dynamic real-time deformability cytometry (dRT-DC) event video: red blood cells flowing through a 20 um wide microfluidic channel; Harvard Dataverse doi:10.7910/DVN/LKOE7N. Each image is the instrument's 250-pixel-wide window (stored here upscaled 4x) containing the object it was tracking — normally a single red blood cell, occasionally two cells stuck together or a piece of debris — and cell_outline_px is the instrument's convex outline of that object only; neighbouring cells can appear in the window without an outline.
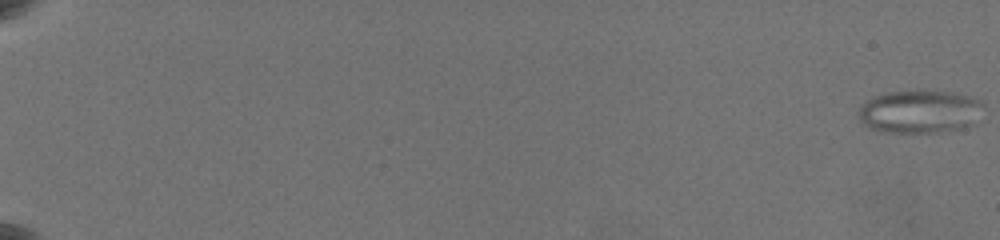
{"species": "common noctule bat (a hibernating species)", "species_latin": "Nyctalus noctula", "temperature_condition": "warm", "stored_images_in_passage": 44, "camera_frame_rate_fps": 3000, "um_per_image_px": 0.085, "animal": {"sex": "female", "body_mass_g": 19.5, "forearm_length_mm": 54.1}, "frame": {"image": 1, "passage_image": 1, "time_ms": 0.0, "image_size_px": [1000, 240], "cell_outline_px": [[984, 104], [976, 124], [960, 128], [936, 132], [880, 132], [868, 128], [860, 120], [860, 104], [876, 96], [888, 92], [920, 88], [956, 92], [968, 96]], "centroid_in_image_um": [78.19, 9.45], "position_along_channel_um": 6.8, "area_um2": 31.91}}
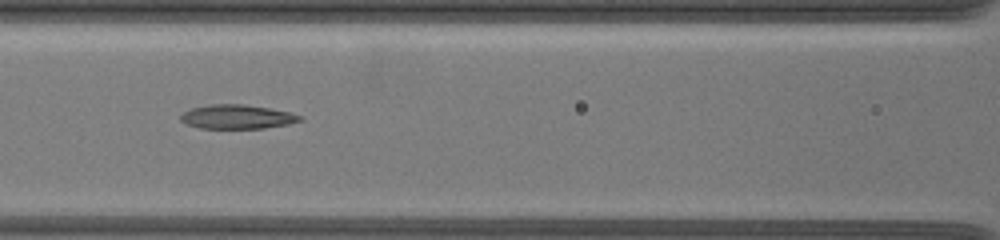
{"frame": {"image": 2, "passage_image": 26, "time_ms": 10.667, "image_size_px": [1000, 240], "cell_outline_px": [[304, 120], [288, 124], [264, 128], [200, 128], [188, 124], [180, 120], [180, 116], [184, 112], [192, 108], [208, 104], [244, 104], [272, 108], [288, 112], [300, 116]], "centroid_in_image_um": [20.16, 9.92], "position_along_channel_um": 146.4, "area_um2": 16.7}}
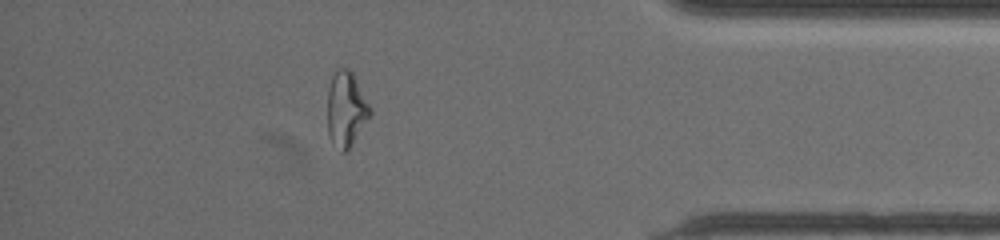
{"frame": {"image": 3, "passage_image": 38, "time_ms": 18.667, "image_size_px": [1000, 240], "cell_outline_px": [[372, 116], [348, 148], [344, 152], [340, 152], [332, 144], [328, 136], [328, 88], [332, 76], [336, 68], [348, 68], [352, 72], [372, 108]], "centroid_in_image_um": [29.43, 9.28], "position_along_channel_um": 405.8, "area_um2": 18.84}, "authors_computed_cell_mechanics": {"area_um2": 22.3108, "velocity_mm_per_s": 3.5752, "shape_relaxation_time_tau1_ms": null, "shape_relaxation_time_tau2_ms": 5.0205, "deformation_change_tau1": null, "deformation_change_tau2": 0.1684}}